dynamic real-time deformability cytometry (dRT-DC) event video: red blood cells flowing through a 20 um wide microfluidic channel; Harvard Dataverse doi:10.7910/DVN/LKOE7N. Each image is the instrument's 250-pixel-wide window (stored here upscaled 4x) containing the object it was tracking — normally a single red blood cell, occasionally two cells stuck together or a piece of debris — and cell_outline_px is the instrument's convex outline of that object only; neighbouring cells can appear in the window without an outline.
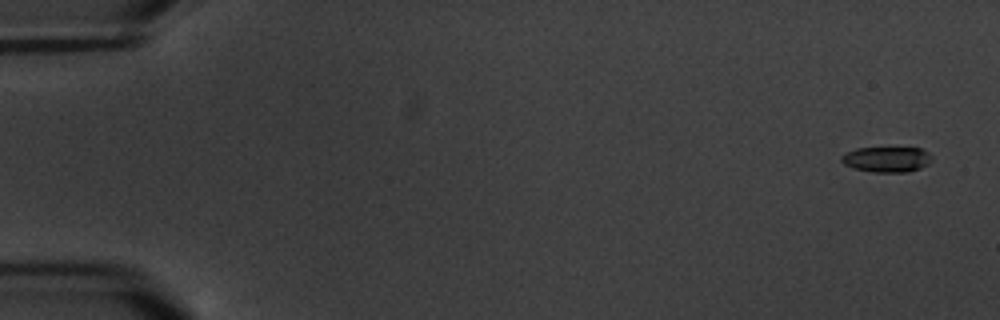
{"species": "common noctule bat (a hibernating species)", "species_latin": "Nyctalus noctula", "temperature_condition": "warm", "stored_images_in_passage": 7, "camera_frame_rate_fps": 3000, "um_per_image_px": 0.085, "animal": {"sex": "male", "body_mass_g": 20.1, "forearm_length_mm": 53.5}, "frame": {"image": 1, "passage_image": 1, "time_ms": 0.0, "image_size_px": [1000, 320], "cell_outline_px": [[932, 160], [928, 164], [920, 168], [908, 172], [872, 172], [852, 168], [844, 164], [840, 160], [840, 156], [844, 152], [856, 148], [920, 148], [928, 152], [932, 156]], "centroid_in_image_um": [75.34, 13.54], "position_along_channel_um": 9.7, "area_um2": 13.58}}
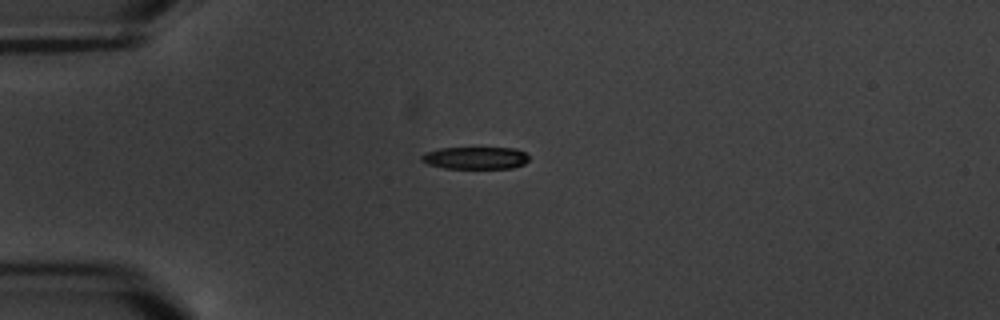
{"frame": {"image": 2, "passage_image": 5, "time_ms": 4.667, "image_size_px": [1000, 320], "cell_outline_px": [[528, 160], [524, 164], [512, 168], [444, 168], [428, 164], [420, 160], [420, 156], [424, 152], [440, 148], [516, 148], [524, 152], [528, 156]], "centroid_in_image_um": [40.38, 13.42], "position_along_channel_um": 44.6, "area_um2": 13.99}}